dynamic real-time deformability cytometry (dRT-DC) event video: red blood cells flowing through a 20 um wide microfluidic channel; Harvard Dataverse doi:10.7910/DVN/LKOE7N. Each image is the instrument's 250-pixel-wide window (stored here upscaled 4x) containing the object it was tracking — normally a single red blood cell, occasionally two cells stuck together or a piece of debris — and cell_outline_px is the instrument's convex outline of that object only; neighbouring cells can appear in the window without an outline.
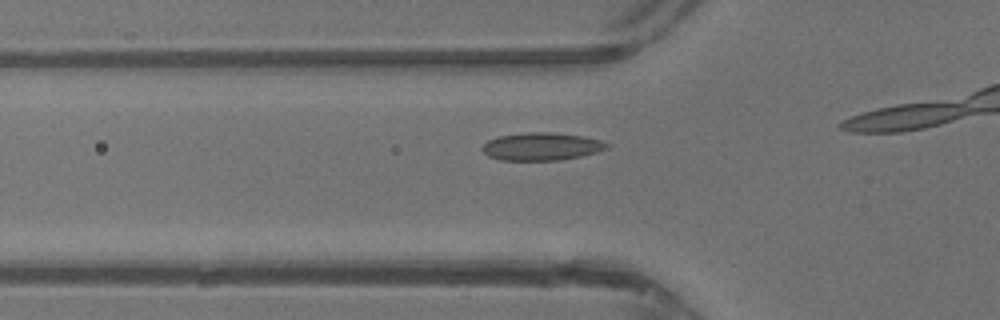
{"species": "common noctule bat (a hibernating species)", "species_latin": "Nyctalus noctula", "temperature_condition": "warm", "stored_images_in_passage": 11, "camera_frame_rate_fps": 3000, "um_per_image_px": 0.085, "animal": {"sex": "male", "body_mass_g": 13.3}, "frame": {"image": 1, "passage_image": 7, "time_ms": 2.0, "image_size_px": [1000, 320], "cell_outline_px": [[608, 148], [596, 152], [580, 156], [560, 160], [500, 160], [488, 156], [480, 148], [488, 140], [496, 136], [524, 132], [552, 132], [584, 136], [600, 140], [608, 144]], "centroid_in_image_um": [45.99, 12.44], "position_along_channel_um": 79.8, "area_um2": 20.23}}
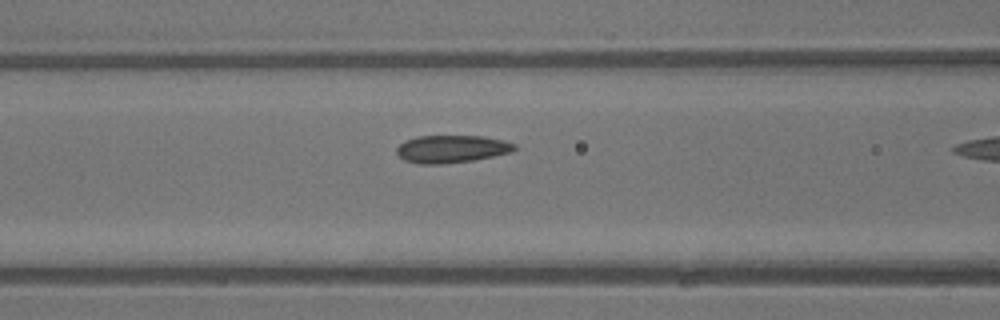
{"frame": {"image": 2, "passage_image": 10, "time_ms": 3.0, "image_size_px": [1000, 320], "cell_outline_px": [[516, 148], [512, 152], [472, 160], [444, 164], [416, 164], [404, 160], [396, 152], [396, 148], [404, 140], [416, 136], [484, 136], [504, 140], [516, 144]], "centroid_in_image_um": [38.37, 12.66], "position_along_channel_um": 128.2, "area_um2": 19.07}}